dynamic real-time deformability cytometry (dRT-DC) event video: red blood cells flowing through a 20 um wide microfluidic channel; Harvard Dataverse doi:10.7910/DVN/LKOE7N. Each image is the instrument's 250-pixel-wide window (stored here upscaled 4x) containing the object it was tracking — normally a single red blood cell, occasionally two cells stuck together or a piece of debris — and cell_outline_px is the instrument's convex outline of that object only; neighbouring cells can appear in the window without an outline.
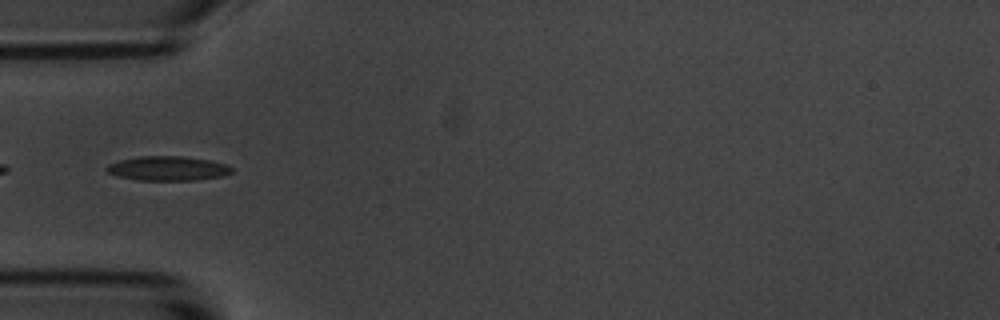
{"species": "common noctule bat (a hibernating species)", "species_latin": "Nyctalus noctula", "temperature_condition": "room temperature", "stored_images_in_passage": 2, "camera_frame_rate_fps": 3000, "um_per_image_px": 0.085, "animal": {"sex": "male", "body_mass_g": 20.1, "forearm_length_mm": 53.5}, "frame": {"image": 1, "passage_image": 1, "time_ms": 0.0, "image_size_px": [1000, 320], "cell_outline_px": [[232, 172], [224, 176], [196, 180], [136, 180], [116, 176], [108, 172], [104, 168], [108, 164], [120, 160], [140, 156], [184, 156], [208, 160], [228, 164], [232, 168]], "centroid_in_image_um": [14.26, 14.32], "position_along_channel_um": 70.7, "area_um2": 17.92}}